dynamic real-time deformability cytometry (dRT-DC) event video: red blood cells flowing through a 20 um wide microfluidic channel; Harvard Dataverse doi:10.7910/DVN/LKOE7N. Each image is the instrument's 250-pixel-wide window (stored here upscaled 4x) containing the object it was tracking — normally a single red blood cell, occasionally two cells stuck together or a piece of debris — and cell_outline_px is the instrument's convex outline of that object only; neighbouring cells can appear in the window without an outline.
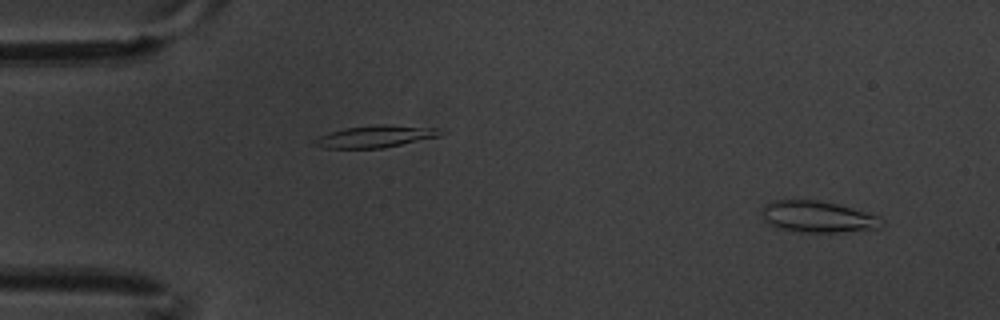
{"species": "common noctule bat (a hibernating species)", "species_latin": "Nyctalus noctula", "temperature_condition": "warm", "stored_images_in_passage": 7, "camera_frame_rate_fps": 3000, "um_per_image_px": 0.085, "animal": {"sex": "male", "body_mass_g": 20.1, "forearm_length_mm": 53.5}, "frame": {"image": 1, "passage_image": 1, "time_ms": 0.0, "image_size_px": [1000, 320], "cell_outline_px": [[884, 224], [880, 228], [836, 232], [804, 232], [776, 228], [764, 220], [764, 208], [768, 204], [776, 200], [816, 200], [836, 204], [880, 216], [884, 220]], "centroid_in_image_um": [69.57, 18.44], "position_along_channel_um": 15.4, "area_um2": 21.56}}
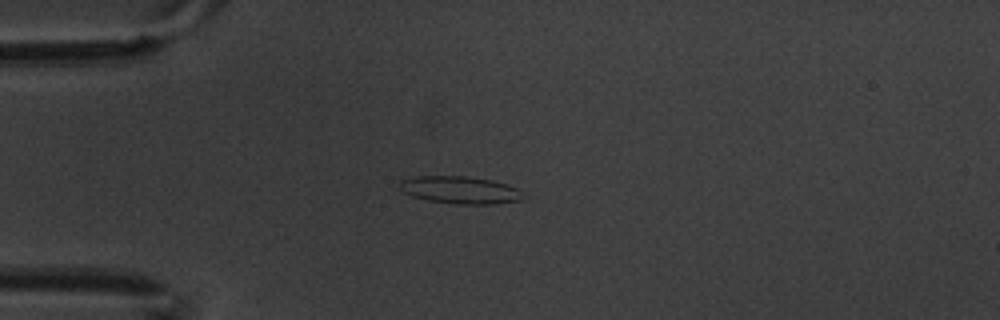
{"frame": {"image": 2, "passage_image": 4, "time_ms": 1.0, "image_size_px": [1000, 320], "cell_outline_px": [[520, 200], [492, 204], [456, 204], [428, 200], [412, 196], [404, 192], [400, 188], [400, 184], [404, 180], [412, 176], [464, 176], [492, 180], [520, 188]], "centroid_in_image_um": [39.1, 16.14], "position_along_channel_um": 45.9, "area_um2": 19.48}}
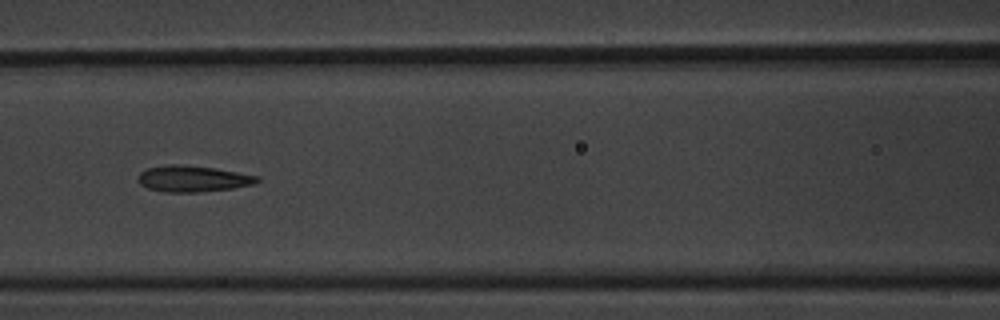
{"frame": {"image": 3, "passage_image": 7, "time_ms": 2.0, "image_size_px": [1000, 320], "cell_outline_px": [[260, 180], [256, 184], [232, 188], [200, 192], [164, 192], [148, 188], [140, 184], [140, 172], [148, 168], [168, 164], [176, 164], [216, 168], [260, 176]], "centroid_in_image_um": [16.45, 15.19], "position_along_channel_um": 150.2, "area_um2": 18.15}}